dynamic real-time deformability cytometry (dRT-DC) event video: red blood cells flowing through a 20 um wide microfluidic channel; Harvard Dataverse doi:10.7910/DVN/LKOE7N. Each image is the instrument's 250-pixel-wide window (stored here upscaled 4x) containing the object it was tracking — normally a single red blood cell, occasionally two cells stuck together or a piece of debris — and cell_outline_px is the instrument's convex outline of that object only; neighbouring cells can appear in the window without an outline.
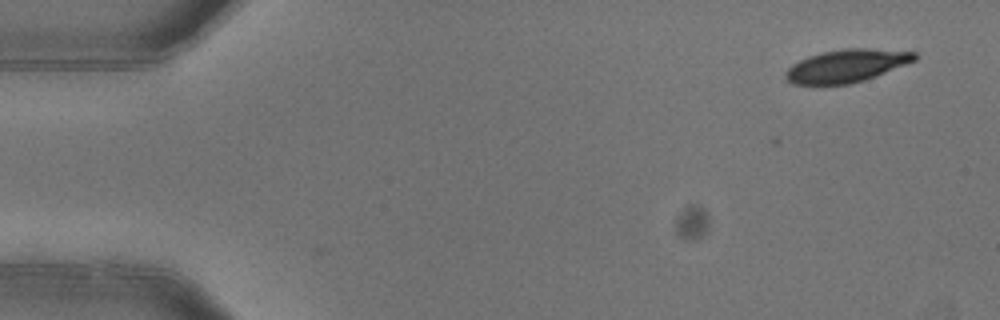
{"species": "common noctule bat (a hibernating species)", "species_latin": "Nyctalus noctula", "temperature_condition": "warm", "stored_images_in_passage": 6, "camera_frame_rate_fps": 3000, "um_per_image_px": 0.085, "animal": {"sex": "female"}, "frame": {"image": 1, "passage_image": 1, "time_ms": 0.0, "image_size_px": [1000, 320], "cell_outline_px": [[916, 60], [876, 76], [864, 80], [848, 84], [792, 84], [784, 76], [784, 72], [792, 64], [808, 56], [824, 52], [844, 48], [868, 48], [916, 52]], "centroid_in_image_um": [71.94, 5.59], "position_along_channel_um": 13.1, "area_um2": 24.51}}
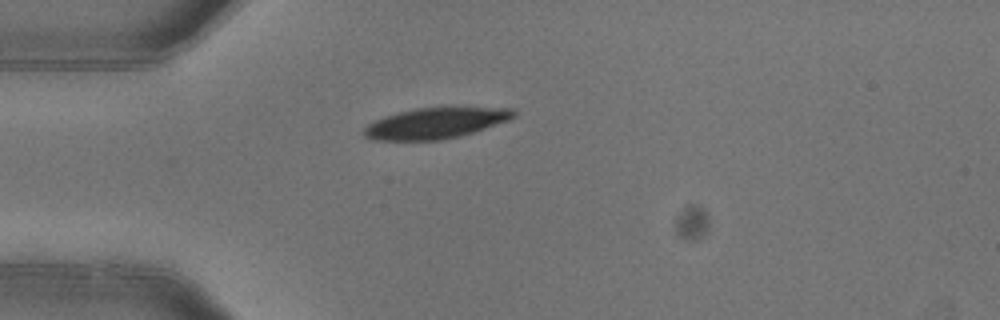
{"frame": {"image": 2, "passage_image": 4, "time_ms": 1.0, "image_size_px": [1000, 320], "cell_outline_px": [[516, 116], [508, 120], [460, 136], [440, 140], [372, 140], [364, 136], [364, 128], [368, 124], [384, 116], [416, 108], [512, 108], [516, 112]], "centroid_in_image_um": [36.99, 10.48], "position_along_channel_um": 48.0, "area_um2": 26.41}}